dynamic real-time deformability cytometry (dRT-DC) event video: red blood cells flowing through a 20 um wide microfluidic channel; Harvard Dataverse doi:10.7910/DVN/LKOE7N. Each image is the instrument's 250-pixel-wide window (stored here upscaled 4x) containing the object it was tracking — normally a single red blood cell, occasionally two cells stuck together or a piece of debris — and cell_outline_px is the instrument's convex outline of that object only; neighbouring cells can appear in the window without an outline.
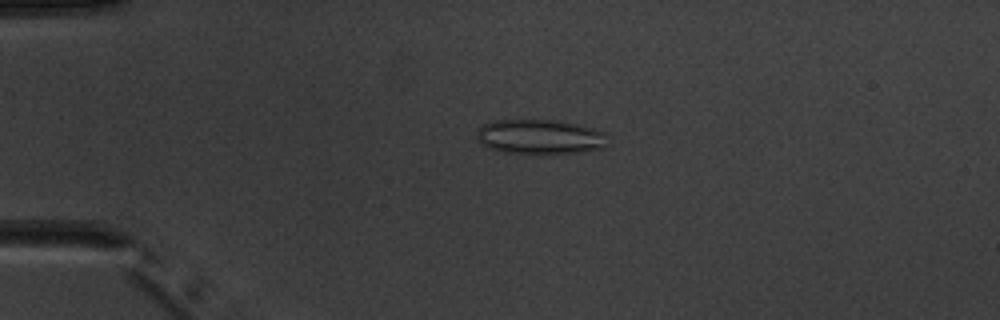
{"species": "common noctule bat (a hibernating species)", "species_latin": "Nyctalus noctula", "temperature_condition": "warm", "stored_images_in_passage": 5, "camera_frame_rate_fps": 3000, "um_per_image_px": 0.085, "animal": {"sex": "male", "body_mass_g": 20.1, "forearm_length_mm": 53.5}, "frame": {"image": 1, "passage_image": 4, "time_ms": 3.333, "image_size_px": [1000, 320], "cell_outline_px": [[604, 148], [576, 152], [504, 152], [488, 148], [476, 140], [476, 128], [492, 120], [560, 120], [592, 128], [604, 132]], "centroid_in_image_um": [45.79, 11.59], "position_along_channel_um": 39.2, "area_um2": 26.01}}